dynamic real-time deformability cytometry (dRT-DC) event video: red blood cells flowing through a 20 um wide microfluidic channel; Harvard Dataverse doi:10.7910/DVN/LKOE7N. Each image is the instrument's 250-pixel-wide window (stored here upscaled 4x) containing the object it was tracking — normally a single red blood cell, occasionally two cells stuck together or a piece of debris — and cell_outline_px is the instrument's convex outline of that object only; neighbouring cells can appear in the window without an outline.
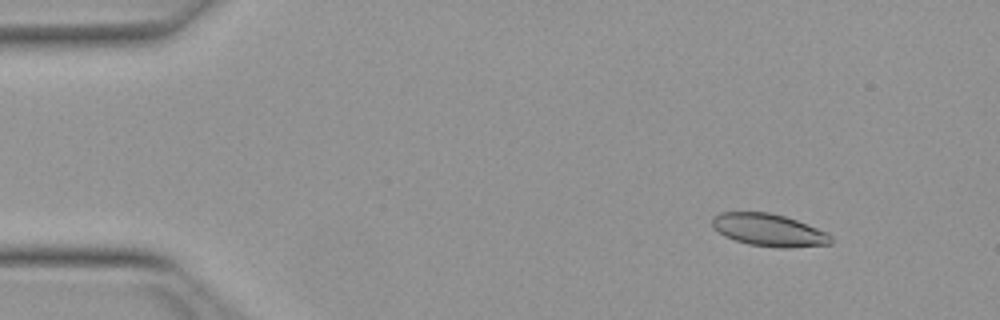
{"species": "Egyptian fruit bat (a non-hibernating species)", "species_latin": "Rousettus aegyptiacus", "temperature_condition": "warm", "stored_images_in_passage": 52, "camera_frame_rate_fps": 3000, "um_per_image_px": 0.085, "animal": {"sex": "female"}, "frame": {"image": 1, "passage_image": 6, "time_ms": 1.667, "image_size_px": [1000, 320], "cell_outline_px": [[832, 244], [784, 248], [748, 244], [724, 236], [712, 228], [712, 216], [720, 212], [768, 212], [784, 216], [796, 220], [828, 232], [832, 236]], "centroid_in_image_um": [65.34, 19.55], "position_along_channel_um": 19.7, "area_um2": 22.48}}
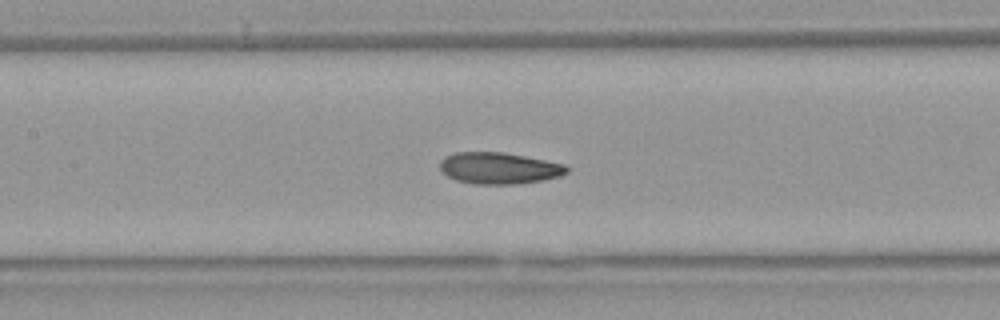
{"frame": {"image": 2, "passage_image": 24, "time_ms": 7.667, "image_size_px": [1000, 320], "cell_outline_px": [[568, 172], [560, 176], [540, 180], [516, 184], [472, 184], [456, 180], [448, 176], [440, 168], [440, 160], [444, 156], [456, 152], [504, 152], [564, 164], [568, 168]], "centroid_in_image_um": [42.38, 14.29], "position_along_channel_um": 165.0, "area_um2": 23.18}}
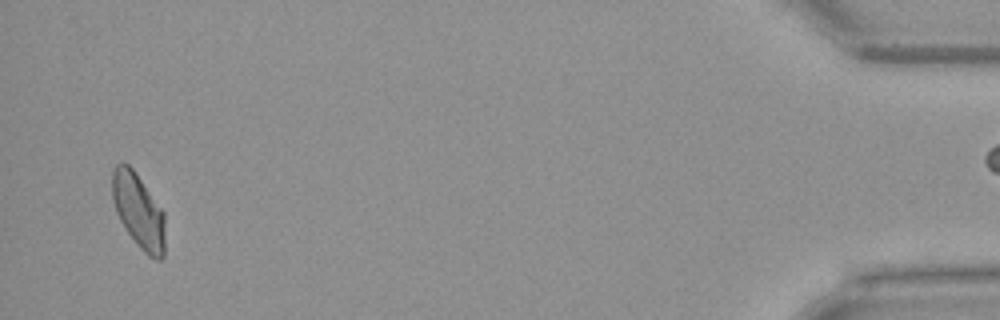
{"frame": {"image": 3, "passage_image": 50, "time_ms": 16.333, "image_size_px": [1000, 320], "cell_outline_px": [[164, 256], [160, 260], [156, 260], [148, 256], [136, 244], [120, 220], [116, 212], [112, 200], [112, 168], [116, 164], [124, 160], [132, 168], [164, 212]], "centroid_in_image_um": [11.75, 17.91], "position_along_channel_um": 423.4, "area_um2": 23.0}, "authors_computed_cell_mechanics": {"area_um2": 22.9177, "velocity_mm_per_s": 3.9698, "shape_relaxation_time_tau1_ms": 7.8316, "shape_relaxation_time_tau2_ms": 2.3406, "deformation_change_tau1": 0.1776, "deformation_change_tau2": 0.0901}}